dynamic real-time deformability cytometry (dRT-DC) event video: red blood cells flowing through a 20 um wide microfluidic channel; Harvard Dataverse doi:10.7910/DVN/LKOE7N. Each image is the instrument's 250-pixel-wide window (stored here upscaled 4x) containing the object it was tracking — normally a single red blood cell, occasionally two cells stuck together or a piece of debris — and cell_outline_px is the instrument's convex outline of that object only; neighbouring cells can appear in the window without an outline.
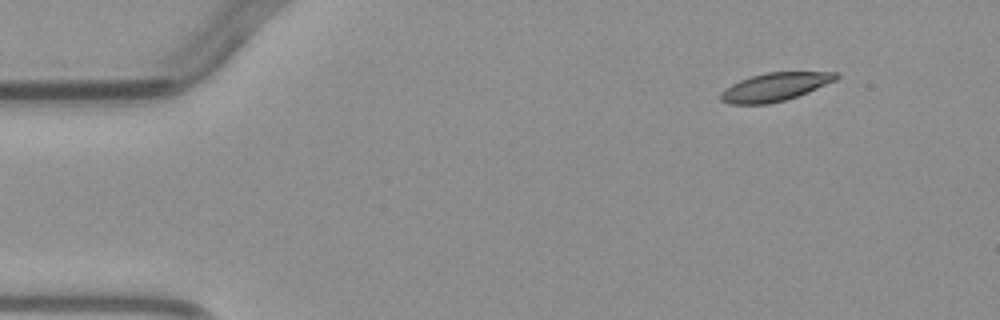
{"species": "common noctule bat (a hibernating species)", "species_latin": "Nyctalus noctula", "temperature_condition": "warm", "stored_images_in_passage": 3, "camera_frame_rate_fps": 3000, "um_per_image_px": 0.085, "animal": {"sex": "male", "body_mass_g": 23.1, "forearm_length_mm": 52.7}, "frame": {"image": 1, "passage_image": 1, "time_ms": 0.0, "image_size_px": [1000, 320], "cell_outline_px": [[840, 76], [836, 80], [808, 92], [784, 100], [768, 104], [728, 104], [720, 100], [720, 92], [724, 88], [740, 80], [752, 76], [768, 72], [840, 72]], "centroid_in_image_um": [65.86, 7.39], "position_along_channel_um": 19.1, "area_um2": 18.96}}
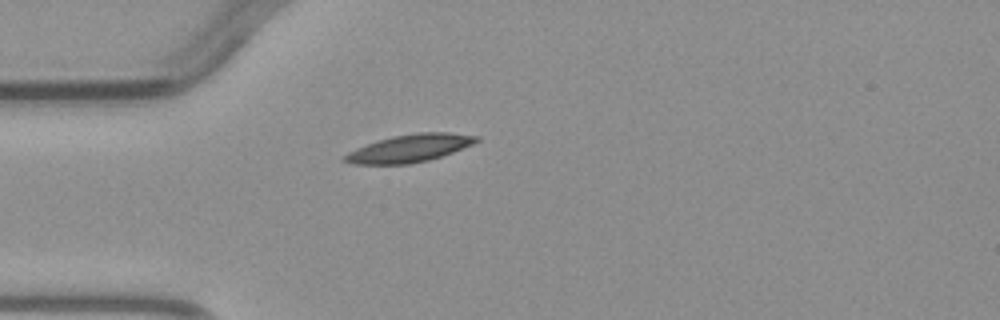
{"frame": {"image": 2, "passage_image": 3, "time_ms": 2.667, "image_size_px": [1000, 320], "cell_outline_px": [[480, 140], [472, 144], [452, 152], [428, 160], [408, 164], [352, 164], [340, 160], [340, 156], [356, 148], [392, 136], [416, 132], [448, 132], [480, 136]], "centroid_in_image_um": [34.77, 12.6], "position_along_channel_um": 50.2, "area_um2": 21.21}}